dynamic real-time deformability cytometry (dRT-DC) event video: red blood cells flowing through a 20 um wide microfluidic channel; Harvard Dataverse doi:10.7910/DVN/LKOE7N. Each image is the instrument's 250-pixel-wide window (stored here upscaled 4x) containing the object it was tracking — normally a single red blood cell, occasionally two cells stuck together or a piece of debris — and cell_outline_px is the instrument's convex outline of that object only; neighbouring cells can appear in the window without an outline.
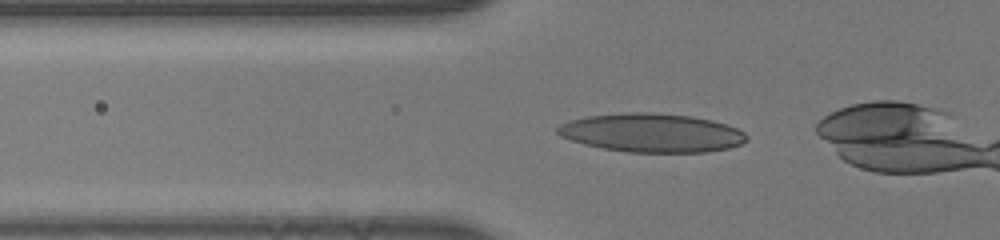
{"species": "human", "species_latin": "Homo sapiens", "temperature_condition": "room temperature", "stored_images_in_passage": 25, "camera_frame_rate_fps": 3000, "um_per_image_px": 0.085, "donor": {"sex": "male"}, "frame": {"image": 1, "passage_image": 2, "time_ms": 0.333, "image_size_px": [1000, 240], "cell_outline_px": [[748, 140], [740, 144], [728, 148], [704, 152], [628, 152], [604, 148], [584, 144], [560, 136], [556, 132], [556, 128], [560, 124], [568, 120], [588, 116], [624, 112], [652, 112], [692, 116], [712, 120], [728, 124], [744, 132], [748, 136]], "centroid_in_image_um": [55.4, 11.28], "position_along_channel_um": 70.4, "area_um2": 42.77}}
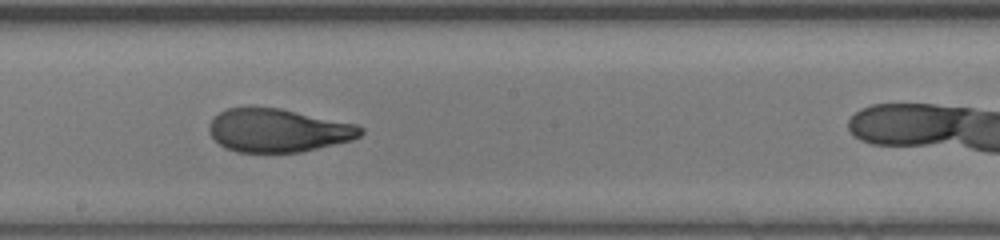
{"frame": {"image": 2, "passage_image": 13, "time_ms": 4.0, "image_size_px": [1000, 240], "cell_outline_px": [[364, 132], [360, 136], [352, 140], [300, 152], [236, 152], [224, 148], [208, 132], [208, 124], [220, 112], [228, 108], [280, 108], [356, 124], [364, 128]], "centroid_in_image_um": [23.64, 11.09], "position_along_channel_um": 224.6, "area_um2": 38.03}}
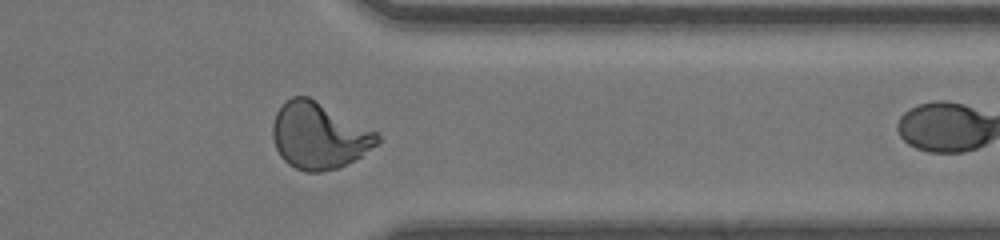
{"frame": {"image": 3, "passage_image": 24, "time_ms": 7.667, "image_size_px": [1000, 240], "cell_outline_px": [[380, 140], [376, 144], [360, 156], [340, 168], [320, 172], [304, 172], [288, 164], [280, 156], [276, 148], [272, 136], [272, 124], [276, 112], [292, 96], [308, 96], [376, 132], [380, 136]], "centroid_in_image_um": [27.07, 11.56], "position_along_channel_um": 384.3, "area_um2": 40.06}}